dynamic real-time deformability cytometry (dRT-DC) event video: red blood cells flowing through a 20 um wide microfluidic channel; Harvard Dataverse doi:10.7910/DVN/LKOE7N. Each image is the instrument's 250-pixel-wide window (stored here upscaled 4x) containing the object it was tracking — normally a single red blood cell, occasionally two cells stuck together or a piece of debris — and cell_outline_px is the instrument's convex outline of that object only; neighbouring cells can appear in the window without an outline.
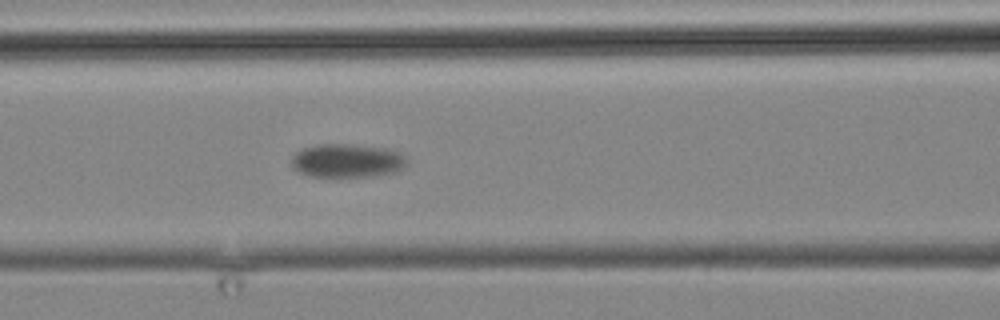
{"species": "common noctule bat (a hibernating species)", "species_latin": "Nyctalus noctula", "temperature_condition": "cold", "stored_images_in_passage": 14, "camera_frame_rate_fps": 3000, "um_per_image_px": 0.085, "animal": {"sex": "male", "body_mass_g": 19.2, "forearm_length_mm": 51.8}, "frame": {"image": 1, "passage_image": 14, "time_ms": 16.0, "image_size_px": [1000, 320], "cell_outline_px": [[408, 164], [404, 168], [396, 172], [372, 176], [308, 176], [296, 172], [292, 168], [292, 156], [296, 152], [304, 148], [316, 144], [348, 144], [384, 148], [400, 152], [408, 160]], "centroid_in_image_um": [29.5, 13.66], "position_along_channel_um": 137.1, "area_um2": 22.77}}